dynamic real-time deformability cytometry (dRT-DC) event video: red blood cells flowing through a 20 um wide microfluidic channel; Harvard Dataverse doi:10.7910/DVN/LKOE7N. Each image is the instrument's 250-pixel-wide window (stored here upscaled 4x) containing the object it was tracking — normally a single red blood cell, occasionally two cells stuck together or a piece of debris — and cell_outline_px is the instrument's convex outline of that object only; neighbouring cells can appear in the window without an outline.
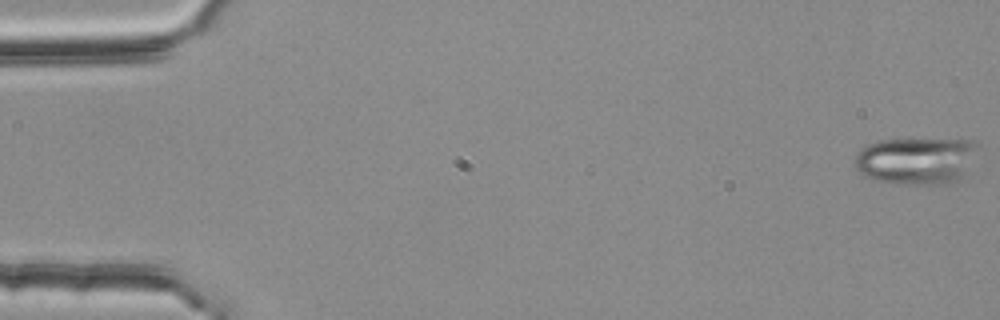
{"species": "common noctule bat (a hibernating species)", "species_latin": "Nyctalus noctula", "temperature_condition": "room temperature", "stored_images_in_passage": 55, "camera_frame_rate_fps": 3000, "um_per_image_px": 0.085, "animal": {"sex": "female", "body_mass_g": 25.1}, "frame": {"image": 1, "passage_image": 1, "time_ms": 0.0, "image_size_px": [1000, 320], "cell_outline_px": [[980, 144], [968, 172], [964, 180], [948, 184], [908, 184], [876, 180], [864, 176], [856, 168], [856, 152], [860, 148], [868, 144], [880, 140], [976, 140]], "centroid_in_image_um": [77.96, 13.67], "position_along_channel_um": 7.0, "area_um2": 34.16}}
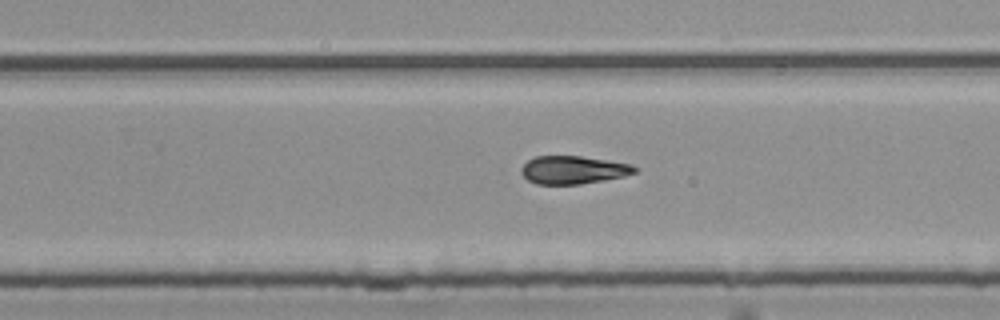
{"frame": {"image": 2, "passage_image": 35, "time_ms": 11.333, "image_size_px": [1000, 320], "cell_outline_px": [[640, 168], [636, 172], [624, 176], [580, 184], [536, 184], [528, 180], [520, 172], [520, 168], [528, 160], [536, 156], [580, 156], [632, 164]], "centroid_in_image_um": [48.72, 14.44], "position_along_channel_um": 281.1, "area_um2": 18.5}}
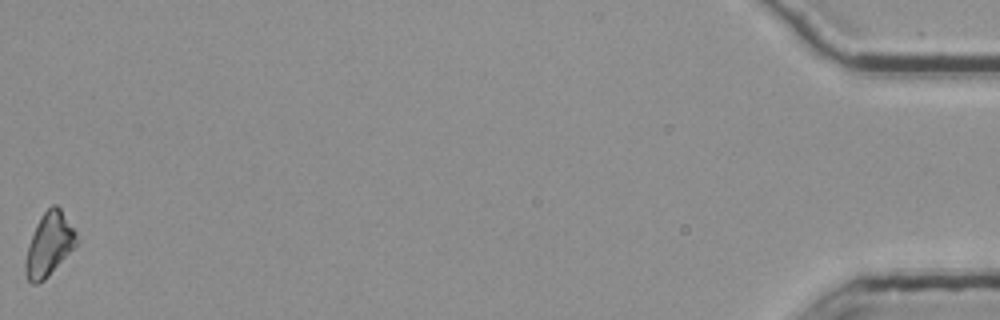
{"frame": {"image": 3, "passage_image": 55, "time_ms": 18.0, "image_size_px": [1000, 320], "cell_outline_px": [[80, 240], [48, 276], [44, 280], [36, 284], [32, 284], [28, 280], [24, 272], [24, 264], [28, 248], [36, 224], [44, 212], [52, 204], [56, 204], [60, 208], [76, 232]], "centroid_in_image_um": [4.17, 20.78], "position_along_channel_um": 431.0, "area_um2": 18.55}, "authors_computed_cell_mechanics": {"area_um2": 19.1896, "velocity_mm_per_s": 3.7697, "shape_relaxation_time_tau1_ms": 9.5357, "shape_relaxation_time_tau2_ms": 2.9911, "deformation_change_tau1": 0.2061, "deformation_change_tau2": 0.0976}}